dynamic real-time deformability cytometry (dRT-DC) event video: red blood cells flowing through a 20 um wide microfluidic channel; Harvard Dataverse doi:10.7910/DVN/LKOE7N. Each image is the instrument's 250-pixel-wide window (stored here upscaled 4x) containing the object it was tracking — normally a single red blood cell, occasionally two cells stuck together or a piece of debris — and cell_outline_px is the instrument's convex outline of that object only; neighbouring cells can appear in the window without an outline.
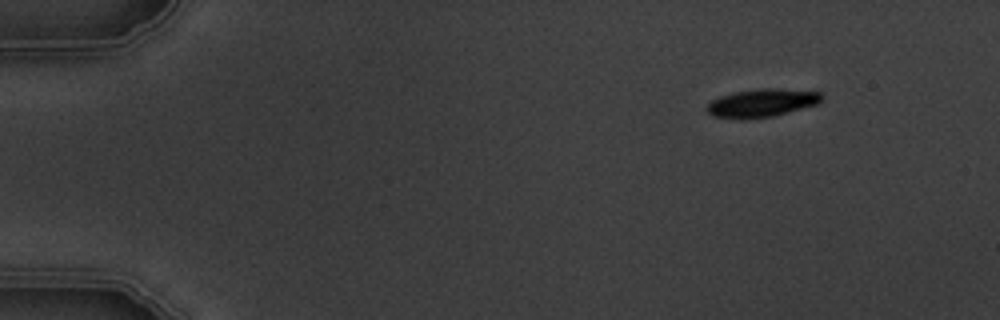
{"species": "common noctule bat (a hibernating species)", "species_latin": "Nyctalus noctula", "temperature_condition": "warm", "stored_images_in_passage": 4, "camera_frame_rate_fps": 3000, "um_per_image_px": 0.085, "animal": {"sex": "male", "body_mass_g": 19.5, "forearm_length_mm": 54.6}, "frame": {"image": 1, "passage_image": 1, "time_ms": 0.0, "image_size_px": [1000, 320], "cell_outline_px": [[824, 100], [820, 104], [772, 116], [744, 120], [712, 116], [708, 112], [708, 104], [712, 100], [720, 96], [736, 92], [764, 88], [776, 88], [820, 92], [824, 96]], "centroid_in_image_um": [64.81, 8.76], "position_along_channel_um": 20.2, "area_um2": 18.9}}
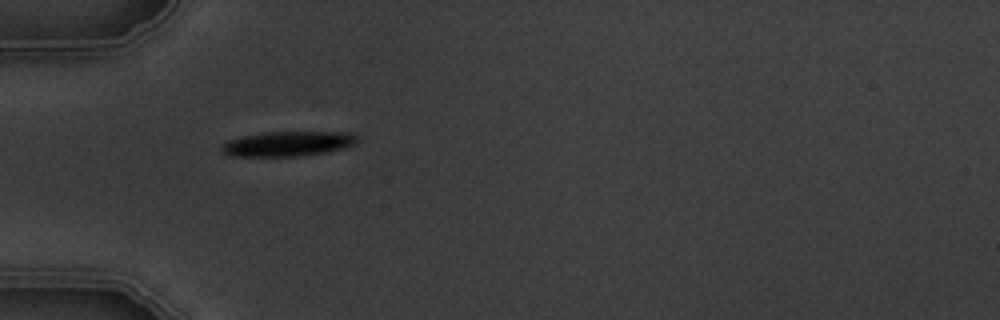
{"frame": {"image": 2, "passage_image": 4, "time_ms": 3.667, "image_size_px": [1000, 320], "cell_outline_px": [[356, 144], [344, 148], [324, 152], [300, 156], [232, 156], [224, 152], [220, 148], [228, 140], [244, 136], [264, 132], [352, 132], [356, 136]], "centroid_in_image_um": [24.49, 12.21], "position_along_channel_um": 60.5, "area_um2": 19.48}}